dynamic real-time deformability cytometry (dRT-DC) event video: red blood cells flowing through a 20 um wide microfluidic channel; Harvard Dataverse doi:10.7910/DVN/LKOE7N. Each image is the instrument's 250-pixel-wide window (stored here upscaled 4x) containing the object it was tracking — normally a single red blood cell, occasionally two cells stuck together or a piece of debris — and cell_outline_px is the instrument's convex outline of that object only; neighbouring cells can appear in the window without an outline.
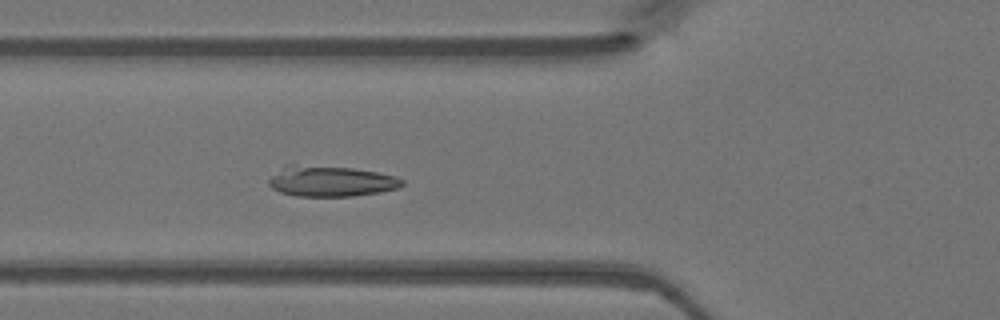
{"species": "Egyptian fruit bat (a non-hibernating species)", "species_latin": "Rousettus aegyptiacus", "temperature_condition": "warm", "stored_images_in_passage": 46, "camera_frame_rate_fps": 3000, "um_per_image_px": 0.085, "animal": {"sex": "female"}, "frame": {"image": 1, "passage_image": 16, "time_ms": 5.0, "image_size_px": [1000, 320], "cell_outline_px": [[404, 184], [400, 188], [380, 192], [352, 196], [296, 196], [280, 192], [272, 188], [268, 184], [268, 180], [284, 164], [292, 164], [352, 168], [376, 172], [396, 176], [404, 180]], "centroid_in_image_um": [28.12, 15.4], "position_along_channel_um": 97.7, "area_um2": 23.93}}
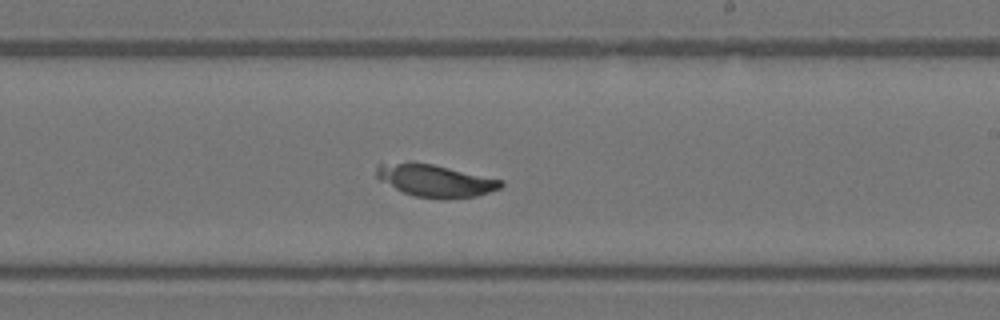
{"frame": {"image": 2, "passage_image": 27, "time_ms": 8.667, "image_size_px": [1000, 320], "cell_outline_px": [[504, 184], [500, 188], [476, 196], [416, 196], [404, 192], [380, 180], [376, 176], [376, 168], [380, 164], [412, 160], [432, 164], [504, 180]], "centroid_in_image_um": [36.97, 15.28], "position_along_channel_um": 252.0, "area_um2": 22.72}}
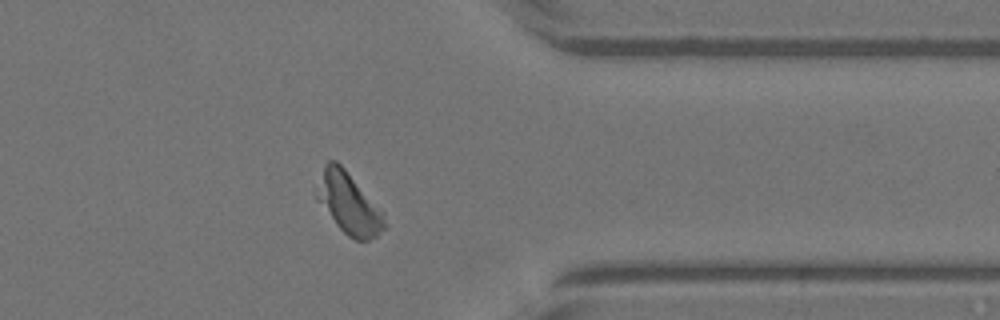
{"frame": {"image": 3, "passage_image": 37, "time_ms": 12.0, "image_size_px": [1000, 320], "cell_outline_px": [[384, 228], [376, 236], [368, 240], [356, 240], [348, 236], [336, 224], [316, 200], [316, 196], [324, 164], [328, 160], [336, 160], [344, 168], [384, 212]], "centroid_in_image_um": [29.64, 17.29], "position_along_channel_um": 381.8, "area_um2": 23.58}}